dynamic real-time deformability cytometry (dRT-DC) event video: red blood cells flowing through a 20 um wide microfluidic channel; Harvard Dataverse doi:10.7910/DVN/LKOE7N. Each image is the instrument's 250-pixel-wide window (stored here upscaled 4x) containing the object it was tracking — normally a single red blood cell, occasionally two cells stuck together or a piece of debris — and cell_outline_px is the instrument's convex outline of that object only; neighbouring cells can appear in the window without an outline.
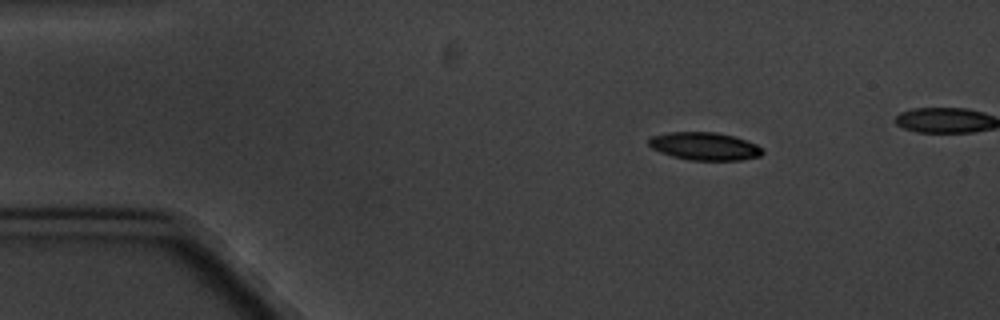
{"species": "common noctule bat (a hibernating species)", "species_latin": "Nyctalus noctula", "temperature_condition": "cold", "stored_images_in_passage": 4, "camera_frame_rate_fps": 3000, "um_per_image_px": 0.085, "animal": {"sex": "male", "body_mass_g": 20.1, "forearm_length_mm": 53.5}, "frame": {"image": 1, "passage_image": 1, "time_ms": 0.0, "image_size_px": [1000, 320], "cell_outline_px": [[764, 152], [760, 156], [740, 160], [692, 160], [672, 156], [660, 152], [652, 148], [648, 144], [648, 140], [652, 136], [668, 132], [716, 132], [732, 136], [756, 144], [764, 148]], "centroid_in_image_um": [59.89, 12.43], "position_along_channel_um": 25.1, "area_um2": 18.38}}